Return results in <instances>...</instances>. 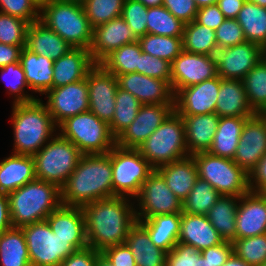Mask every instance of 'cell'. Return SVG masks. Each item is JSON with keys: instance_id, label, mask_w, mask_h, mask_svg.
I'll return each mask as SVG.
<instances>
[{"instance_id": "6da1fadb", "label": "cell", "mask_w": 266, "mask_h": 266, "mask_svg": "<svg viewBox=\"0 0 266 266\" xmlns=\"http://www.w3.org/2000/svg\"><path fill=\"white\" fill-rule=\"evenodd\" d=\"M88 247L98 252L123 244L130 228L137 222L131 198L113 196L82 207Z\"/></svg>"}, {"instance_id": "7a4b0ae2", "label": "cell", "mask_w": 266, "mask_h": 266, "mask_svg": "<svg viewBox=\"0 0 266 266\" xmlns=\"http://www.w3.org/2000/svg\"><path fill=\"white\" fill-rule=\"evenodd\" d=\"M110 197H113L111 157L108 153L82 155L61 188V203L82 208Z\"/></svg>"}, {"instance_id": "3957f363", "label": "cell", "mask_w": 266, "mask_h": 266, "mask_svg": "<svg viewBox=\"0 0 266 266\" xmlns=\"http://www.w3.org/2000/svg\"><path fill=\"white\" fill-rule=\"evenodd\" d=\"M44 101L12 104L13 153L36 154L58 131Z\"/></svg>"}, {"instance_id": "277c9868", "label": "cell", "mask_w": 266, "mask_h": 266, "mask_svg": "<svg viewBox=\"0 0 266 266\" xmlns=\"http://www.w3.org/2000/svg\"><path fill=\"white\" fill-rule=\"evenodd\" d=\"M7 196L11 224L15 228L46 220L62 204L61 189L37 178Z\"/></svg>"}, {"instance_id": "5b68a950", "label": "cell", "mask_w": 266, "mask_h": 266, "mask_svg": "<svg viewBox=\"0 0 266 266\" xmlns=\"http://www.w3.org/2000/svg\"><path fill=\"white\" fill-rule=\"evenodd\" d=\"M40 21L59 34L73 48L88 49L93 28L82 3L67 0H45L41 4Z\"/></svg>"}, {"instance_id": "8992f818", "label": "cell", "mask_w": 266, "mask_h": 266, "mask_svg": "<svg viewBox=\"0 0 266 266\" xmlns=\"http://www.w3.org/2000/svg\"><path fill=\"white\" fill-rule=\"evenodd\" d=\"M138 150L154 170L190 156L181 115L174 110Z\"/></svg>"}, {"instance_id": "52a82bcc", "label": "cell", "mask_w": 266, "mask_h": 266, "mask_svg": "<svg viewBox=\"0 0 266 266\" xmlns=\"http://www.w3.org/2000/svg\"><path fill=\"white\" fill-rule=\"evenodd\" d=\"M83 154L58 132L33 155L35 177L60 189L75 170Z\"/></svg>"}, {"instance_id": "ba28073f", "label": "cell", "mask_w": 266, "mask_h": 266, "mask_svg": "<svg viewBox=\"0 0 266 266\" xmlns=\"http://www.w3.org/2000/svg\"><path fill=\"white\" fill-rule=\"evenodd\" d=\"M57 128V132L71 141L83 155L105 154L116 145L109 125L91 111L68 117Z\"/></svg>"}, {"instance_id": "9c48e42d", "label": "cell", "mask_w": 266, "mask_h": 266, "mask_svg": "<svg viewBox=\"0 0 266 266\" xmlns=\"http://www.w3.org/2000/svg\"><path fill=\"white\" fill-rule=\"evenodd\" d=\"M198 177L207 181L221 195L241 197L250 191L249 174L233 159L200 152L192 155Z\"/></svg>"}, {"instance_id": "30bf717a", "label": "cell", "mask_w": 266, "mask_h": 266, "mask_svg": "<svg viewBox=\"0 0 266 266\" xmlns=\"http://www.w3.org/2000/svg\"><path fill=\"white\" fill-rule=\"evenodd\" d=\"M108 155L112 164L113 196L134 200L154 169L138 149L123 148L116 144Z\"/></svg>"}, {"instance_id": "8fae6325", "label": "cell", "mask_w": 266, "mask_h": 266, "mask_svg": "<svg viewBox=\"0 0 266 266\" xmlns=\"http://www.w3.org/2000/svg\"><path fill=\"white\" fill-rule=\"evenodd\" d=\"M30 258L31 266H59L77 249L70 239H61L51 230L46 220L21 228Z\"/></svg>"}, {"instance_id": "7c38bea8", "label": "cell", "mask_w": 266, "mask_h": 266, "mask_svg": "<svg viewBox=\"0 0 266 266\" xmlns=\"http://www.w3.org/2000/svg\"><path fill=\"white\" fill-rule=\"evenodd\" d=\"M134 203L136 219L182 213V201L170 190L163 177L156 170L144 181Z\"/></svg>"}, {"instance_id": "4fadbf2b", "label": "cell", "mask_w": 266, "mask_h": 266, "mask_svg": "<svg viewBox=\"0 0 266 266\" xmlns=\"http://www.w3.org/2000/svg\"><path fill=\"white\" fill-rule=\"evenodd\" d=\"M89 111L108 125L115 113L118 81L113 73L95 64L87 73Z\"/></svg>"}, {"instance_id": "5bb4252c", "label": "cell", "mask_w": 266, "mask_h": 266, "mask_svg": "<svg viewBox=\"0 0 266 266\" xmlns=\"http://www.w3.org/2000/svg\"><path fill=\"white\" fill-rule=\"evenodd\" d=\"M216 76V56L182 51L171 63V88L174 95L180 89Z\"/></svg>"}, {"instance_id": "9a60e30c", "label": "cell", "mask_w": 266, "mask_h": 266, "mask_svg": "<svg viewBox=\"0 0 266 266\" xmlns=\"http://www.w3.org/2000/svg\"><path fill=\"white\" fill-rule=\"evenodd\" d=\"M44 104L58 126L66 118L89 111L86 78L64 86L52 88L44 94Z\"/></svg>"}, {"instance_id": "2e32d148", "label": "cell", "mask_w": 266, "mask_h": 266, "mask_svg": "<svg viewBox=\"0 0 266 266\" xmlns=\"http://www.w3.org/2000/svg\"><path fill=\"white\" fill-rule=\"evenodd\" d=\"M266 154V113L246 119L233 161L248 174Z\"/></svg>"}, {"instance_id": "e0dca14e", "label": "cell", "mask_w": 266, "mask_h": 266, "mask_svg": "<svg viewBox=\"0 0 266 266\" xmlns=\"http://www.w3.org/2000/svg\"><path fill=\"white\" fill-rule=\"evenodd\" d=\"M173 111L174 104H142L136 118L116 138V144L138 149Z\"/></svg>"}, {"instance_id": "ac0fdd59", "label": "cell", "mask_w": 266, "mask_h": 266, "mask_svg": "<svg viewBox=\"0 0 266 266\" xmlns=\"http://www.w3.org/2000/svg\"><path fill=\"white\" fill-rule=\"evenodd\" d=\"M221 77L216 76L201 83L180 89L174 95V110L179 115L215 113Z\"/></svg>"}, {"instance_id": "d6986e66", "label": "cell", "mask_w": 266, "mask_h": 266, "mask_svg": "<svg viewBox=\"0 0 266 266\" xmlns=\"http://www.w3.org/2000/svg\"><path fill=\"white\" fill-rule=\"evenodd\" d=\"M262 47L245 41L222 48L216 53L217 75L224 79H240L262 59Z\"/></svg>"}, {"instance_id": "ffe728a7", "label": "cell", "mask_w": 266, "mask_h": 266, "mask_svg": "<svg viewBox=\"0 0 266 266\" xmlns=\"http://www.w3.org/2000/svg\"><path fill=\"white\" fill-rule=\"evenodd\" d=\"M118 87L130 92L142 104H174L171 83L133 72L117 77Z\"/></svg>"}, {"instance_id": "44dd1931", "label": "cell", "mask_w": 266, "mask_h": 266, "mask_svg": "<svg viewBox=\"0 0 266 266\" xmlns=\"http://www.w3.org/2000/svg\"><path fill=\"white\" fill-rule=\"evenodd\" d=\"M135 41L138 38L120 16L93 28L90 56L95 64H99L111 52Z\"/></svg>"}, {"instance_id": "7402d4cb", "label": "cell", "mask_w": 266, "mask_h": 266, "mask_svg": "<svg viewBox=\"0 0 266 266\" xmlns=\"http://www.w3.org/2000/svg\"><path fill=\"white\" fill-rule=\"evenodd\" d=\"M266 233V193L249 191L239 198L236 239Z\"/></svg>"}, {"instance_id": "603a6c76", "label": "cell", "mask_w": 266, "mask_h": 266, "mask_svg": "<svg viewBox=\"0 0 266 266\" xmlns=\"http://www.w3.org/2000/svg\"><path fill=\"white\" fill-rule=\"evenodd\" d=\"M51 230L61 239H70L77 249L88 247L85 217L81 207L61 204L46 219Z\"/></svg>"}, {"instance_id": "cb8c5ba5", "label": "cell", "mask_w": 266, "mask_h": 266, "mask_svg": "<svg viewBox=\"0 0 266 266\" xmlns=\"http://www.w3.org/2000/svg\"><path fill=\"white\" fill-rule=\"evenodd\" d=\"M224 239L209 222L206 215L181 213V226L178 242L203 251L219 245Z\"/></svg>"}, {"instance_id": "d4e9b609", "label": "cell", "mask_w": 266, "mask_h": 266, "mask_svg": "<svg viewBox=\"0 0 266 266\" xmlns=\"http://www.w3.org/2000/svg\"><path fill=\"white\" fill-rule=\"evenodd\" d=\"M95 65L90 52L85 48H73L53 65L52 88L72 84L86 78L88 71Z\"/></svg>"}, {"instance_id": "484cf974", "label": "cell", "mask_w": 266, "mask_h": 266, "mask_svg": "<svg viewBox=\"0 0 266 266\" xmlns=\"http://www.w3.org/2000/svg\"><path fill=\"white\" fill-rule=\"evenodd\" d=\"M181 117L185 127L186 147L189 155L208 152L220 117L215 113L181 115Z\"/></svg>"}, {"instance_id": "4316f807", "label": "cell", "mask_w": 266, "mask_h": 266, "mask_svg": "<svg viewBox=\"0 0 266 266\" xmlns=\"http://www.w3.org/2000/svg\"><path fill=\"white\" fill-rule=\"evenodd\" d=\"M25 48L33 53L57 60L73 47L40 20L31 23L26 33Z\"/></svg>"}, {"instance_id": "83f0119b", "label": "cell", "mask_w": 266, "mask_h": 266, "mask_svg": "<svg viewBox=\"0 0 266 266\" xmlns=\"http://www.w3.org/2000/svg\"><path fill=\"white\" fill-rule=\"evenodd\" d=\"M215 114L219 117H251L256 114L248 102L242 80L221 78Z\"/></svg>"}, {"instance_id": "f1b7e54d", "label": "cell", "mask_w": 266, "mask_h": 266, "mask_svg": "<svg viewBox=\"0 0 266 266\" xmlns=\"http://www.w3.org/2000/svg\"><path fill=\"white\" fill-rule=\"evenodd\" d=\"M19 62L25 73L30 92L44 95L52 89L54 60L23 47Z\"/></svg>"}, {"instance_id": "f546056e", "label": "cell", "mask_w": 266, "mask_h": 266, "mask_svg": "<svg viewBox=\"0 0 266 266\" xmlns=\"http://www.w3.org/2000/svg\"><path fill=\"white\" fill-rule=\"evenodd\" d=\"M35 178L31 155L12 153L0 161V193L9 194Z\"/></svg>"}, {"instance_id": "4dcf8cb0", "label": "cell", "mask_w": 266, "mask_h": 266, "mask_svg": "<svg viewBox=\"0 0 266 266\" xmlns=\"http://www.w3.org/2000/svg\"><path fill=\"white\" fill-rule=\"evenodd\" d=\"M170 190L183 202L198 178L196 162L192 155L156 169Z\"/></svg>"}, {"instance_id": "1f68e13d", "label": "cell", "mask_w": 266, "mask_h": 266, "mask_svg": "<svg viewBox=\"0 0 266 266\" xmlns=\"http://www.w3.org/2000/svg\"><path fill=\"white\" fill-rule=\"evenodd\" d=\"M136 220L148 232L156 247L168 253L178 243L181 213L155 215L148 219Z\"/></svg>"}, {"instance_id": "d6a6232c", "label": "cell", "mask_w": 266, "mask_h": 266, "mask_svg": "<svg viewBox=\"0 0 266 266\" xmlns=\"http://www.w3.org/2000/svg\"><path fill=\"white\" fill-rule=\"evenodd\" d=\"M125 244L131 249L137 266H166L167 252L152 243L138 222L130 228Z\"/></svg>"}, {"instance_id": "836d02e7", "label": "cell", "mask_w": 266, "mask_h": 266, "mask_svg": "<svg viewBox=\"0 0 266 266\" xmlns=\"http://www.w3.org/2000/svg\"><path fill=\"white\" fill-rule=\"evenodd\" d=\"M249 117H220L209 153L233 159L242 128Z\"/></svg>"}, {"instance_id": "e575fe53", "label": "cell", "mask_w": 266, "mask_h": 266, "mask_svg": "<svg viewBox=\"0 0 266 266\" xmlns=\"http://www.w3.org/2000/svg\"><path fill=\"white\" fill-rule=\"evenodd\" d=\"M239 198L221 195L206 214L209 222L224 240L233 242L236 239V212Z\"/></svg>"}, {"instance_id": "d590c367", "label": "cell", "mask_w": 266, "mask_h": 266, "mask_svg": "<svg viewBox=\"0 0 266 266\" xmlns=\"http://www.w3.org/2000/svg\"><path fill=\"white\" fill-rule=\"evenodd\" d=\"M0 265L31 266L25 236L21 228L12 227L0 234Z\"/></svg>"}, {"instance_id": "8d00e7d4", "label": "cell", "mask_w": 266, "mask_h": 266, "mask_svg": "<svg viewBox=\"0 0 266 266\" xmlns=\"http://www.w3.org/2000/svg\"><path fill=\"white\" fill-rule=\"evenodd\" d=\"M236 20L244 31L246 41L266 47V8L246 0Z\"/></svg>"}, {"instance_id": "74e56055", "label": "cell", "mask_w": 266, "mask_h": 266, "mask_svg": "<svg viewBox=\"0 0 266 266\" xmlns=\"http://www.w3.org/2000/svg\"><path fill=\"white\" fill-rule=\"evenodd\" d=\"M183 51L216 56L218 51L215 30L200 25L195 20L185 24L182 34Z\"/></svg>"}, {"instance_id": "f35d334b", "label": "cell", "mask_w": 266, "mask_h": 266, "mask_svg": "<svg viewBox=\"0 0 266 266\" xmlns=\"http://www.w3.org/2000/svg\"><path fill=\"white\" fill-rule=\"evenodd\" d=\"M141 53V46L135 41L111 52L99 64L116 77L127 73H138Z\"/></svg>"}, {"instance_id": "ab89813d", "label": "cell", "mask_w": 266, "mask_h": 266, "mask_svg": "<svg viewBox=\"0 0 266 266\" xmlns=\"http://www.w3.org/2000/svg\"><path fill=\"white\" fill-rule=\"evenodd\" d=\"M142 103L130 92L118 87L115 99V113L109 124L112 135L117 138L136 118Z\"/></svg>"}, {"instance_id": "60d3db41", "label": "cell", "mask_w": 266, "mask_h": 266, "mask_svg": "<svg viewBox=\"0 0 266 266\" xmlns=\"http://www.w3.org/2000/svg\"><path fill=\"white\" fill-rule=\"evenodd\" d=\"M247 99L256 113H266V63L261 59L242 79Z\"/></svg>"}, {"instance_id": "b9f144b4", "label": "cell", "mask_w": 266, "mask_h": 266, "mask_svg": "<svg viewBox=\"0 0 266 266\" xmlns=\"http://www.w3.org/2000/svg\"><path fill=\"white\" fill-rule=\"evenodd\" d=\"M221 194L207 181L197 178L187 198L182 202V212L206 215Z\"/></svg>"}, {"instance_id": "7bdbcfd3", "label": "cell", "mask_w": 266, "mask_h": 266, "mask_svg": "<svg viewBox=\"0 0 266 266\" xmlns=\"http://www.w3.org/2000/svg\"><path fill=\"white\" fill-rule=\"evenodd\" d=\"M147 33L169 37H182L185 23L177 19L163 5L148 7Z\"/></svg>"}, {"instance_id": "ee69618b", "label": "cell", "mask_w": 266, "mask_h": 266, "mask_svg": "<svg viewBox=\"0 0 266 266\" xmlns=\"http://www.w3.org/2000/svg\"><path fill=\"white\" fill-rule=\"evenodd\" d=\"M142 52L170 63L183 51L182 37L146 34L138 38Z\"/></svg>"}, {"instance_id": "f6af8a7d", "label": "cell", "mask_w": 266, "mask_h": 266, "mask_svg": "<svg viewBox=\"0 0 266 266\" xmlns=\"http://www.w3.org/2000/svg\"><path fill=\"white\" fill-rule=\"evenodd\" d=\"M1 77L7 88L8 95L14 99L12 104L29 103L39 97L29 94V86L26 82L25 73L20 62H15L0 68ZM28 89V91L26 90ZM26 90V91H25ZM36 96V97H35Z\"/></svg>"}, {"instance_id": "bcb514c9", "label": "cell", "mask_w": 266, "mask_h": 266, "mask_svg": "<svg viewBox=\"0 0 266 266\" xmlns=\"http://www.w3.org/2000/svg\"><path fill=\"white\" fill-rule=\"evenodd\" d=\"M125 0H85L82 5L92 28L120 17Z\"/></svg>"}, {"instance_id": "7dc6e473", "label": "cell", "mask_w": 266, "mask_h": 266, "mask_svg": "<svg viewBox=\"0 0 266 266\" xmlns=\"http://www.w3.org/2000/svg\"><path fill=\"white\" fill-rule=\"evenodd\" d=\"M234 254L251 266L266 262V233L262 235L235 239Z\"/></svg>"}, {"instance_id": "c3c4849f", "label": "cell", "mask_w": 266, "mask_h": 266, "mask_svg": "<svg viewBox=\"0 0 266 266\" xmlns=\"http://www.w3.org/2000/svg\"><path fill=\"white\" fill-rule=\"evenodd\" d=\"M29 22L0 12V43L25 46Z\"/></svg>"}, {"instance_id": "681fc988", "label": "cell", "mask_w": 266, "mask_h": 266, "mask_svg": "<svg viewBox=\"0 0 266 266\" xmlns=\"http://www.w3.org/2000/svg\"><path fill=\"white\" fill-rule=\"evenodd\" d=\"M148 7L137 0H125L121 17L134 35L139 38L147 34Z\"/></svg>"}, {"instance_id": "f907efd6", "label": "cell", "mask_w": 266, "mask_h": 266, "mask_svg": "<svg viewBox=\"0 0 266 266\" xmlns=\"http://www.w3.org/2000/svg\"><path fill=\"white\" fill-rule=\"evenodd\" d=\"M41 4L37 0H0V12L30 24L40 20Z\"/></svg>"}, {"instance_id": "816d5d0a", "label": "cell", "mask_w": 266, "mask_h": 266, "mask_svg": "<svg viewBox=\"0 0 266 266\" xmlns=\"http://www.w3.org/2000/svg\"><path fill=\"white\" fill-rule=\"evenodd\" d=\"M138 73L171 83V63L144 52L140 55Z\"/></svg>"}, {"instance_id": "f5cc1de1", "label": "cell", "mask_w": 266, "mask_h": 266, "mask_svg": "<svg viewBox=\"0 0 266 266\" xmlns=\"http://www.w3.org/2000/svg\"><path fill=\"white\" fill-rule=\"evenodd\" d=\"M215 37L218 50L246 41L244 31L236 19H225L215 30Z\"/></svg>"}, {"instance_id": "db71d44e", "label": "cell", "mask_w": 266, "mask_h": 266, "mask_svg": "<svg viewBox=\"0 0 266 266\" xmlns=\"http://www.w3.org/2000/svg\"><path fill=\"white\" fill-rule=\"evenodd\" d=\"M201 256L197 248L178 242L166 255V266H195V258Z\"/></svg>"}, {"instance_id": "11a10c76", "label": "cell", "mask_w": 266, "mask_h": 266, "mask_svg": "<svg viewBox=\"0 0 266 266\" xmlns=\"http://www.w3.org/2000/svg\"><path fill=\"white\" fill-rule=\"evenodd\" d=\"M163 6L185 24L195 20L199 9L194 0H163Z\"/></svg>"}, {"instance_id": "9f6ffc18", "label": "cell", "mask_w": 266, "mask_h": 266, "mask_svg": "<svg viewBox=\"0 0 266 266\" xmlns=\"http://www.w3.org/2000/svg\"><path fill=\"white\" fill-rule=\"evenodd\" d=\"M233 253V242L228 240H224L219 245L201 251V255L208 260L212 266H223Z\"/></svg>"}, {"instance_id": "6f0895ef", "label": "cell", "mask_w": 266, "mask_h": 266, "mask_svg": "<svg viewBox=\"0 0 266 266\" xmlns=\"http://www.w3.org/2000/svg\"><path fill=\"white\" fill-rule=\"evenodd\" d=\"M101 254L113 266H137L131 249L125 243L109 247Z\"/></svg>"}, {"instance_id": "680465c9", "label": "cell", "mask_w": 266, "mask_h": 266, "mask_svg": "<svg viewBox=\"0 0 266 266\" xmlns=\"http://www.w3.org/2000/svg\"><path fill=\"white\" fill-rule=\"evenodd\" d=\"M224 14L217 4L204 6L198 9L195 21L200 25L216 30L225 20Z\"/></svg>"}, {"instance_id": "91938a15", "label": "cell", "mask_w": 266, "mask_h": 266, "mask_svg": "<svg viewBox=\"0 0 266 266\" xmlns=\"http://www.w3.org/2000/svg\"><path fill=\"white\" fill-rule=\"evenodd\" d=\"M100 254L95 249L87 247L72 253L59 266H96Z\"/></svg>"}, {"instance_id": "94428289", "label": "cell", "mask_w": 266, "mask_h": 266, "mask_svg": "<svg viewBox=\"0 0 266 266\" xmlns=\"http://www.w3.org/2000/svg\"><path fill=\"white\" fill-rule=\"evenodd\" d=\"M250 191L266 193V154L249 173Z\"/></svg>"}, {"instance_id": "6125c7cd", "label": "cell", "mask_w": 266, "mask_h": 266, "mask_svg": "<svg viewBox=\"0 0 266 266\" xmlns=\"http://www.w3.org/2000/svg\"><path fill=\"white\" fill-rule=\"evenodd\" d=\"M23 47L25 46H14L0 43V68L19 62Z\"/></svg>"}, {"instance_id": "be15d7a7", "label": "cell", "mask_w": 266, "mask_h": 266, "mask_svg": "<svg viewBox=\"0 0 266 266\" xmlns=\"http://www.w3.org/2000/svg\"><path fill=\"white\" fill-rule=\"evenodd\" d=\"M246 0H218L219 10L226 19H236Z\"/></svg>"}, {"instance_id": "e7e4bbea", "label": "cell", "mask_w": 266, "mask_h": 266, "mask_svg": "<svg viewBox=\"0 0 266 266\" xmlns=\"http://www.w3.org/2000/svg\"><path fill=\"white\" fill-rule=\"evenodd\" d=\"M12 227L8 196L5 193H0V234Z\"/></svg>"}, {"instance_id": "03108f58", "label": "cell", "mask_w": 266, "mask_h": 266, "mask_svg": "<svg viewBox=\"0 0 266 266\" xmlns=\"http://www.w3.org/2000/svg\"><path fill=\"white\" fill-rule=\"evenodd\" d=\"M223 266H251L243 259L239 258L236 254H232Z\"/></svg>"}, {"instance_id": "003e7915", "label": "cell", "mask_w": 266, "mask_h": 266, "mask_svg": "<svg viewBox=\"0 0 266 266\" xmlns=\"http://www.w3.org/2000/svg\"><path fill=\"white\" fill-rule=\"evenodd\" d=\"M143 3L146 7H156L163 5V0H137Z\"/></svg>"}, {"instance_id": "a7ac6f4b", "label": "cell", "mask_w": 266, "mask_h": 266, "mask_svg": "<svg viewBox=\"0 0 266 266\" xmlns=\"http://www.w3.org/2000/svg\"><path fill=\"white\" fill-rule=\"evenodd\" d=\"M218 0H194L198 8L217 4Z\"/></svg>"}, {"instance_id": "89a4df30", "label": "cell", "mask_w": 266, "mask_h": 266, "mask_svg": "<svg viewBox=\"0 0 266 266\" xmlns=\"http://www.w3.org/2000/svg\"><path fill=\"white\" fill-rule=\"evenodd\" d=\"M195 266H212L202 255L195 258Z\"/></svg>"}, {"instance_id": "2644e50d", "label": "cell", "mask_w": 266, "mask_h": 266, "mask_svg": "<svg viewBox=\"0 0 266 266\" xmlns=\"http://www.w3.org/2000/svg\"><path fill=\"white\" fill-rule=\"evenodd\" d=\"M96 266H113L102 254L97 259Z\"/></svg>"}, {"instance_id": "8c879c8a", "label": "cell", "mask_w": 266, "mask_h": 266, "mask_svg": "<svg viewBox=\"0 0 266 266\" xmlns=\"http://www.w3.org/2000/svg\"><path fill=\"white\" fill-rule=\"evenodd\" d=\"M256 5L266 8V0H248Z\"/></svg>"}, {"instance_id": "753ad0ef", "label": "cell", "mask_w": 266, "mask_h": 266, "mask_svg": "<svg viewBox=\"0 0 266 266\" xmlns=\"http://www.w3.org/2000/svg\"><path fill=\"white\" fill-rule=\"evenodd\" d=\"M262 59L264 60V62L266 63V47H264L262 49Z\"/></svg>"}, {"instance_id": "34e18365", "label": "cell", "mask_w": 266, "mask_h": 266, "mask_svg": "<svg viewBox=\"0 0 266 266\" xmlns=\"http://www.w3.org/2000/svg\"><path fill=\"white\" fill-rule=\"evenodd\" d=\"M67 1H73V2L83 3L85 0H67Z\"/></svg>"}, {"instance_id": "11e5206c", "label": "cell", "mask_w": 266, "mask_h": 266, "mask_svg": "<svg viewBox=\"0 0 266 266\" xmlns=\"http://www.w3.org/2000/svg\"><path fill=\"white\" fill-rule=\"evenodd\" d=\"M40 4H42L45 0H37Z\"/></svg>"}]
</instances>
